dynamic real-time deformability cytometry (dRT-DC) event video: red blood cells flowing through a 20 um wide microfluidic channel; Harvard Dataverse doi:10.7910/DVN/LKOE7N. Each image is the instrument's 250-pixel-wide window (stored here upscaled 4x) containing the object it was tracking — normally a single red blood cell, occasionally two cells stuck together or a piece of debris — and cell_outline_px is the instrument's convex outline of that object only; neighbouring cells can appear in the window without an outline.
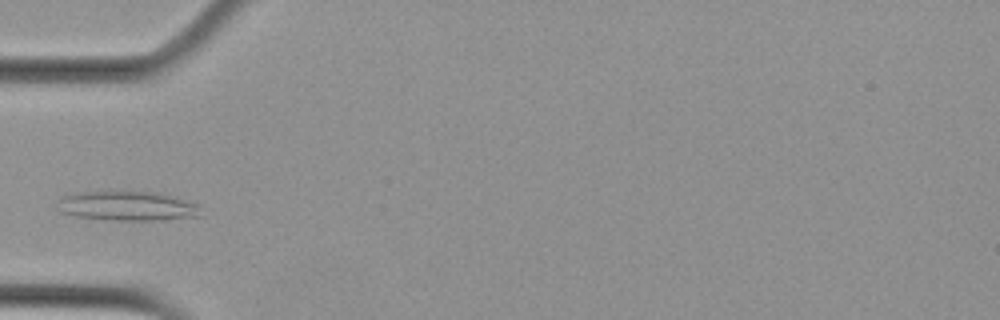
{"species": "Egyptian fruit bat (a non-hibernating species)", "species_latin": "Rousettus aegyptiacus", "temperature_condition": "cold", "stored_images_in_passage": 3, "camera_frame_rate_fps": 3000, "um_per_image_px": 0.085, "animal": {"sex": "female"}, "frame": {"image": 1, "passage_image": 3, "time_ms": 2.667, "image_size_px": [1000, 320], "cell_outline_px": [[204, 216], [152, 220], [112, 220], [72, 216], [60, 212], [56, 200], [64, 196], [80, 192], [120, 188], [160, 192], [176, 196], [196, 204]], "centroid_in_image_um": [10.8, 17.45], "position_along_channel_um": 74.2, "area_um2": 25.84}}